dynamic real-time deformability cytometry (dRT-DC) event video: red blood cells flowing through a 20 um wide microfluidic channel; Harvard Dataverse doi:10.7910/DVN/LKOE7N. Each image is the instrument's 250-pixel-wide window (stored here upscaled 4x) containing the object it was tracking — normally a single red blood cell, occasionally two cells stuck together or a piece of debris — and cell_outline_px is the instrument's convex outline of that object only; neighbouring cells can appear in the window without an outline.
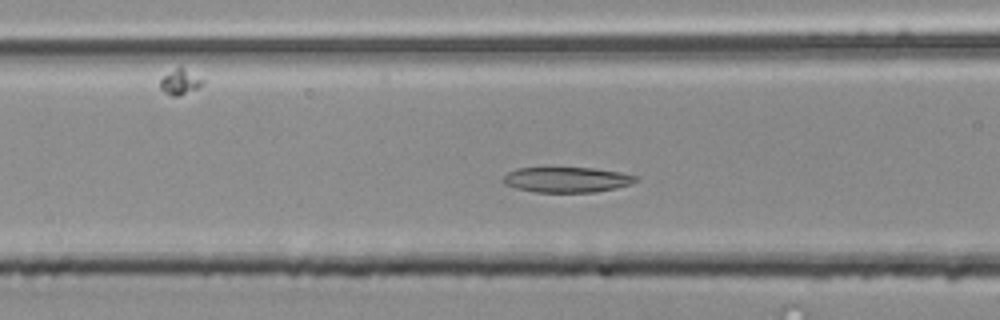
{"species": "common noctule bat (a hibernating species)", "species_latin": "Nyctalus noctula", "temperature_condition": "room temperature", "stored_images_in_passage": 49, "camera_frame_rate_fps": 3000, "um_per_image_px": 0.085, "animal": {"sex": "male", "body_mass_g": 20.4}, "frame": {"image": 1, "passage_image": 16, "time_ms": 5.0, "image_size_px": [1000, 320], "cell_outline_px": [[632, 176], [624, 184], [608, 188], [584, 192], [544, 192], [524, 188], [512, 184], [504, 180], [512, 172], [524, 168], [584, 168], [612, 172]], "centroid_in_image_um": [48.08, 15.26], "position_along_channel_um": 118.5, "area_um2": 17.17}}
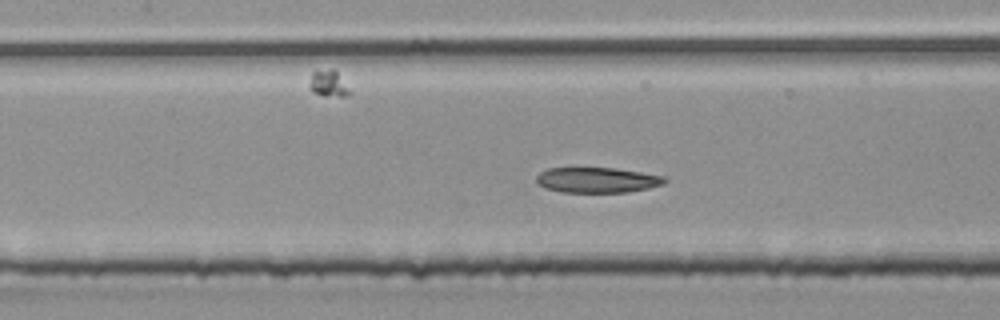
{"frame": {"image": 2, "passage_image": 19, "time_ms": 6.0, "image_size_px": [1000, 320], "cell_outline_px": [[664, 180], [656, 184], [640, 188], [620, 192], [572, 192], [552, 188], [540, 184], [540, 176], [544, 172], [552, 168], [608, 168], [656, 176]], "centroid_in_image_um": [50.65, 15.29], "position_along_channel_um": 156.7, "area_um2": 16.88}}
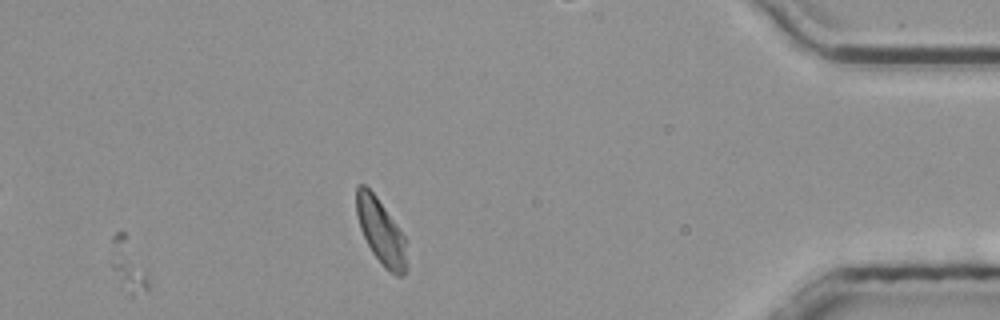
{"frame": {"image": 3, "passage_image": 42, "time_ms": 13.667, "image_size_px": [1000, 320], "cell_outline_px": [[404, 272], [396, 272], [388, 268], [376, 256], [368, 244], [364, 236], [360, 224], [356, 208], [356, 192], [360, 184], [368, 188], [372, 192], [380, 204], [396, 232], [404, 268]], "centroid_in_image_um": [32.16, 19.54], "position_along_channel_um": 403.0, "area_um2": 15.55}}